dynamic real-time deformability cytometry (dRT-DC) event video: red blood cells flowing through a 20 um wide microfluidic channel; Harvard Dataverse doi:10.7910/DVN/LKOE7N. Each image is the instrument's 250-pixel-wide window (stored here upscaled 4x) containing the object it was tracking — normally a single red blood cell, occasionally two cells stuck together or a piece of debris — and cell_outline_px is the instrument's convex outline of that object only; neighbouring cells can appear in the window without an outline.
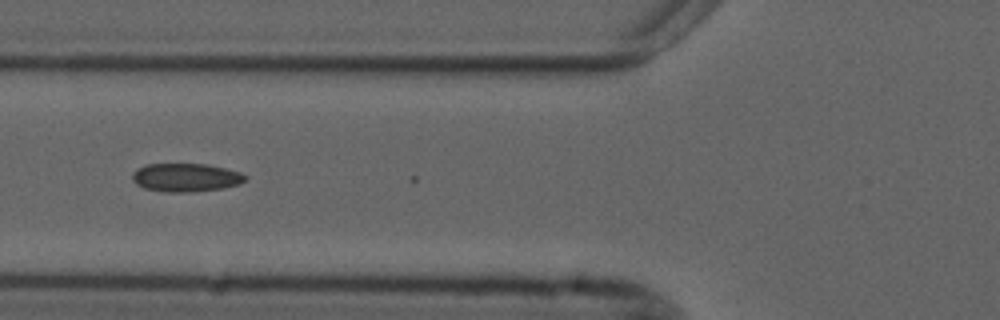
{"species": "common noctule bat (a hibernating species)", "species_latin": "Nyctalus noctula", "temperature_condition": "cold", "stored_images_in_passage": 3, "camera_frame_rate_fps": 3000, "um_per_image_px": 0.085, "animal": {"sex": "male", "forearm_length_mm": 52.5}, "frame": {"image": 1, "passage_image": 2, "time_ms": 0.333, "image_size_px": [1000, 320], "cell_outline_px": [[248, 180], [240, 184], [224, 188], [188, 192], [168, 192], [144, 188], [136, 184], [132, 180], [132, 172], [136, 168], [144, 164], [208, 164], [240, 172], [248, 176]], "centroid_in_image_um": [15.8, 15.08], "position_along_channel_um": 110.0, "area_um2": 18.9}}